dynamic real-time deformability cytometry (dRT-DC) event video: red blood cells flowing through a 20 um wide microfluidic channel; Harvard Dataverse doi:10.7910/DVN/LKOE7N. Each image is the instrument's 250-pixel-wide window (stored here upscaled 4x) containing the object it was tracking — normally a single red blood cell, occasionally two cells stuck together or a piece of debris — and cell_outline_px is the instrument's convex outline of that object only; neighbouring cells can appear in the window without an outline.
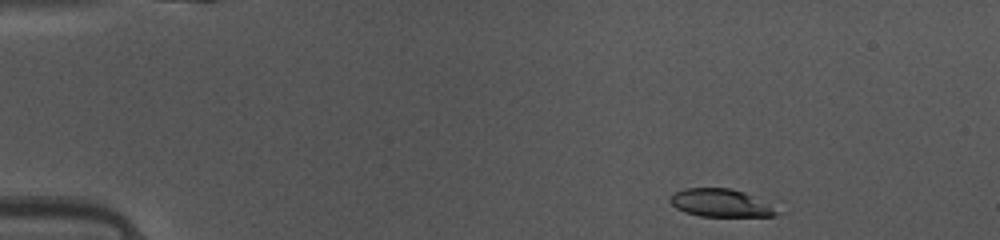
{"species": "common noctule bat (a hibernating species)", "species_latin": "Nyctalus noctula", "temperature_condition": "warm", "stored_images_in_passage": 42, "camera_frame_rate_fps": 3000, "um_per_image_px": 0.085, "animal": {"sex": "female", "body_mass_g": 10.0, "forearm_length_mm": 53.1}, "frame": {"image": 1, "passage_image": 1, "time_ms": 0.0, "image_size_px": [1000, 240], "cell_outline_px": [[784, 212], [776, 216], [700, 216], [684, 212], [676, 208], [668, 200], [672, 192], [684, 188], [732, 188], [780, 200]], "centroid_in_image_um": [61.57, 17.23], "position_along_channel_um": 23.4, "area_um2": 19.07}}
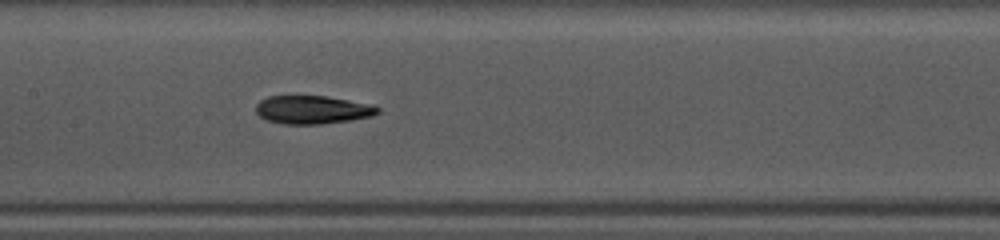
{"frame": {"image": 2, "passage_image": 18, "time_ms": 5.667, "image_size_px": [1000, 240], "cell_outline_px": [[380, 112], [372, 116], [348, 120], [320, 124], [284, 124], [264, 120], [256, 112], [256, 104], [260, 100], [268, 96], [328, 96], [372, 104], [380, 108]], "centroid_in_image_um": [26.55, 9.32], "position_along_channel_um": 180.8, "area_um2": 20.17}}
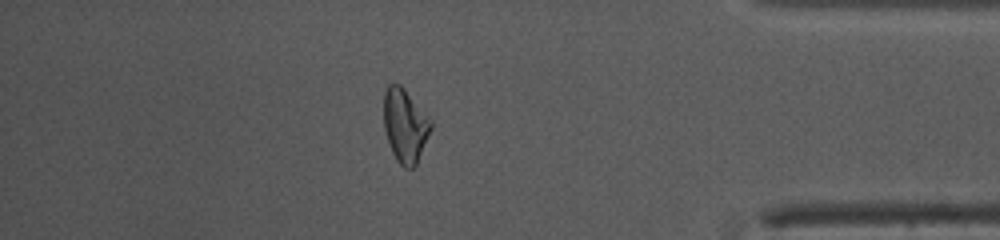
{"frame": {"image": 3, "passage_image": 36, "time_ms": 11.667, "image_size_px": [1000, 240], "cell_outline_px": [[432, 128], [416, 164], [412, 168], [404, 168], [396, 160], [392, 152], [384, 128], [384, 92], [388, 84], [400, 84], [404, 88], [432, 120]], "centroid_in_image_um": [34.43, 10.66], "position_along_channel_um": 400.8, "area_um2": 20.11}, "authors_computed_cell_mechanics": {"area_um2": 19.941, "velocity_mm_per_s": 4.1575, "shape_relaxation_time_tau1_ms": 4.0431, "shape_relaxation_time_tau2_ms": 4.1292, "deformation_change_tau1": 0.1678, "deformation_change_tau2": 0.083}}